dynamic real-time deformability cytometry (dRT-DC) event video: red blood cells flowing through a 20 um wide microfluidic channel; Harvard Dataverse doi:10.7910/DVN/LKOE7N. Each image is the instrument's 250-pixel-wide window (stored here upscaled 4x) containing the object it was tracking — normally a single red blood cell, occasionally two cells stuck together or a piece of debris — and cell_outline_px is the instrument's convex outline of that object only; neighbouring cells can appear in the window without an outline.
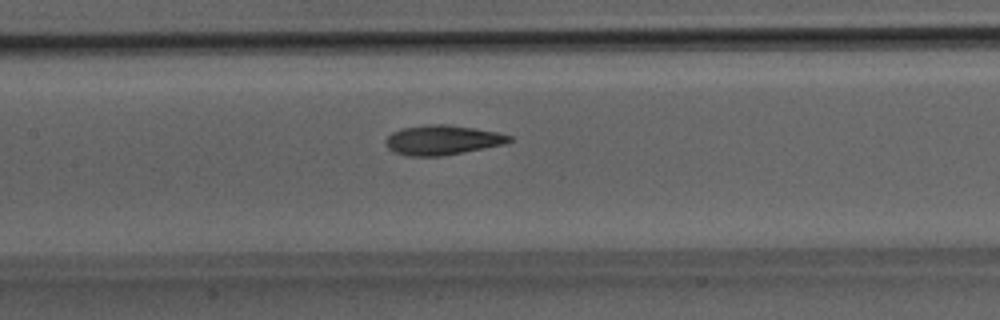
{"species": "Egyptian fruit bat (a non-hibernating species)", "species_latin": "Rousettus aegyptiacus", "temperature_condition": "room temperature", "stored_images_in_passage": 32, "camera_frame_rate_fps": 3000, "um_per_image_px": 0.085, "animal": {"sex": "male"}, "frame": {"image": 1, "passage_image": 12, "time_ms": 3.667, "image_size_px": [1000, 320], "cell_outline_px": [[516, 140], [504, 144], [484, 148], [440, 156], [408, 156], [396, 152], [388, 148], [384, 144], [384, 140], [392, 132], [400, 128], [428, 124], [444, 124], [472, 128], [496, 132], [512, 136]], "centroid_in_image_um": [37.58, 11.9], "position_along_channel_um": 169.8, "area_um2": 21.33}}
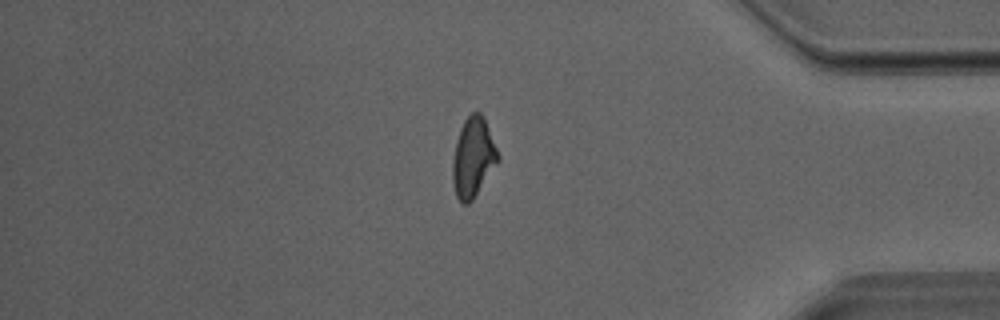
{"frame": {"image": 2, "passage_image": 26, "time_ms": 8.333, "image_size_px": [1000, 320], "cell_outline_px": [[500, 160], [472, 200], [468, 204], [464, 204], [456, 196], [452, 180], [452, 160], [456, 140], [460, 128], [464, 120], [472, 112], [480, 112], [484, 120], [500, 156]], "centroid_in_image_um": [40.2, 13.4], "position_along_channel_um": 395.0, "area_um2": 20.87}}
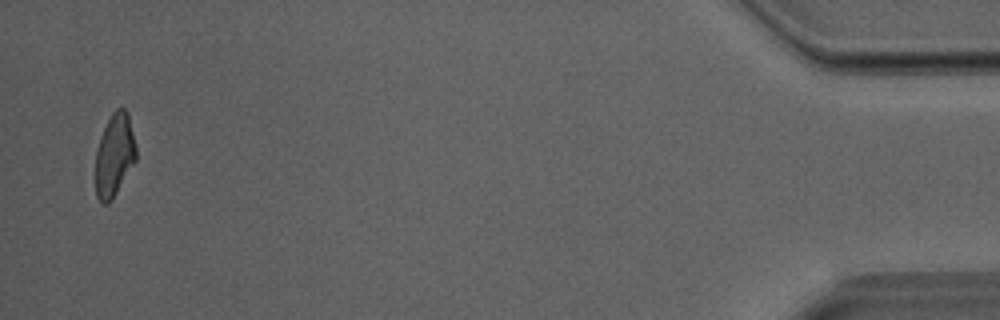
{"frame": {"image": 3, "passage_image": 31, "time_ms": 10.0, "image_size_px": [1000, 320], "cell_outline_px": [[136, 160], [112, 200], [108, 204], [104, 204], [96, 196], [96, 152], [104, 128], [112, 112], [116, 108], [124, 108], [128, 112], [136, 148]], "centroid_in_image_um": [9.74, 13.19], "position_along_channel_um": 425.5, "area_um2": 19.36}}